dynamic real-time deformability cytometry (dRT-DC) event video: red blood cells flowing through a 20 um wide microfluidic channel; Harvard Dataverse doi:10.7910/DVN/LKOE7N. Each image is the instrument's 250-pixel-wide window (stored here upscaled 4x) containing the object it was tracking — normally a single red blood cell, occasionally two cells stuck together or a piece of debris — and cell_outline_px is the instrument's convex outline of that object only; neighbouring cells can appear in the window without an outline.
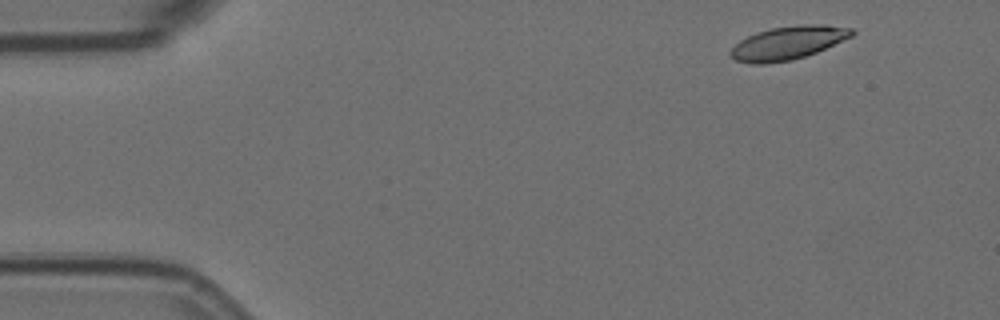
{"species": "Egyptian fruit bat (a non-hibernating species)", "species_latin": "Rousettus aegyptiacus", "temperature_condition": "room temperature", "stored_images_in_passage": 5, "camera_frame_rate_fps": 3000, "um_per_image_px": 0.085, "animal": {"sex": "female"}, "frame": {"image": 1, "passage_image": 1, "time_ms": 0.0, "image_size_px": [1000, 320], "cell_outline_px": [[856, 32], [852, 36], [816, 52], [792, 60], [764, 64], [752, 64], [736, 60], [728, 52], [740, 40], [756, 32], [772, 28], [800, 24], [824, 24], [852, 28]], "centroid_in_image_um": [66.98, 3.64], "position_along_channel_um": 18.0, "area_um2": 23.47}}
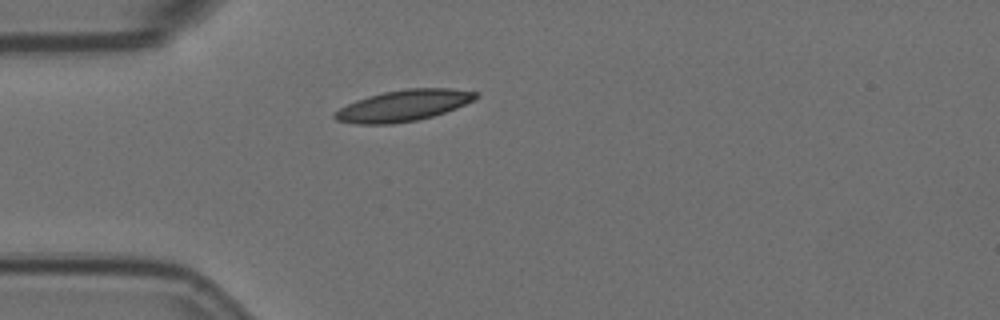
{"frame": {"image": 2, "passage_image": 4, "time_ms": 1.0, "image_size_px": [1000, 320], "cell_outline_px": [[480, 96], [476, 100], [456, 108], [432, 116], [416, 120], [392, 124], [356, 124], [336, 120], [332, 116], [332, 112], [356, 100], [368, 96], [384, 92], [408, 88], [452, 88], [480, 92]], "centroid_in_image_um": [34.32, 8.97], "position_along_channel_um": 50.7, "area_um2": 25.84}}